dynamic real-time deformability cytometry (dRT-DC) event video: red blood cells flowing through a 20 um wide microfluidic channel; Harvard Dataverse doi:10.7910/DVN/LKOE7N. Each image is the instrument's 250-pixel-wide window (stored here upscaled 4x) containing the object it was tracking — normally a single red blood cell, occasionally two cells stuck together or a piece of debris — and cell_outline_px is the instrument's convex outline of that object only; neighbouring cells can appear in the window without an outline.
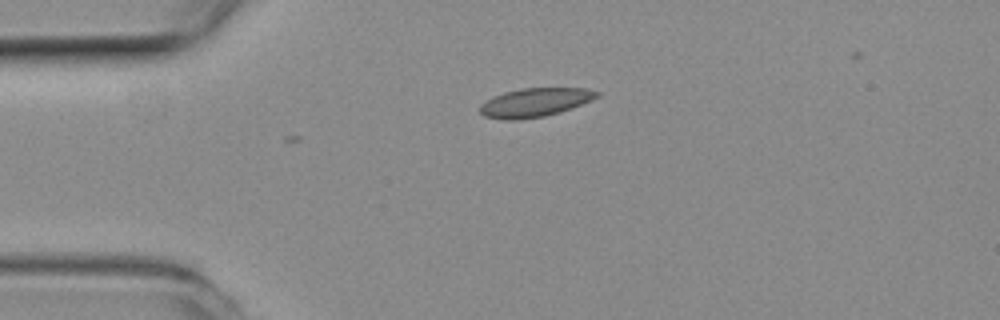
{"species": "common noctule bat (a hibernating species)", "species_latin": "Nyctalus noctula", "temperature_condition": "room temperature", "stored_images_in_passage": 2, "camera_frame_rate_fps": 3000, "um_per_image_px": 0.085, "animal": {"sex": "female", "body_mass_g": 19.3, "forearm_length_mm": 54.1}, "frame": {"image": 1, "passage_image": 2, "time_ms": 0.333, "image_size_px": [1000, 320], "cell_outline_px": [[600, 96], [592, 100], [560, 112], [544, 116], [516, 120], [504, 120], [484, 116], [480, 112], [480, 104], [504, 92], [520, 88], [588, 88], [600, 92]], "centroid_in_image_um": [45.5, 8.7], "position_along_channel_um": 39.5, "area_um2": 19.54}}